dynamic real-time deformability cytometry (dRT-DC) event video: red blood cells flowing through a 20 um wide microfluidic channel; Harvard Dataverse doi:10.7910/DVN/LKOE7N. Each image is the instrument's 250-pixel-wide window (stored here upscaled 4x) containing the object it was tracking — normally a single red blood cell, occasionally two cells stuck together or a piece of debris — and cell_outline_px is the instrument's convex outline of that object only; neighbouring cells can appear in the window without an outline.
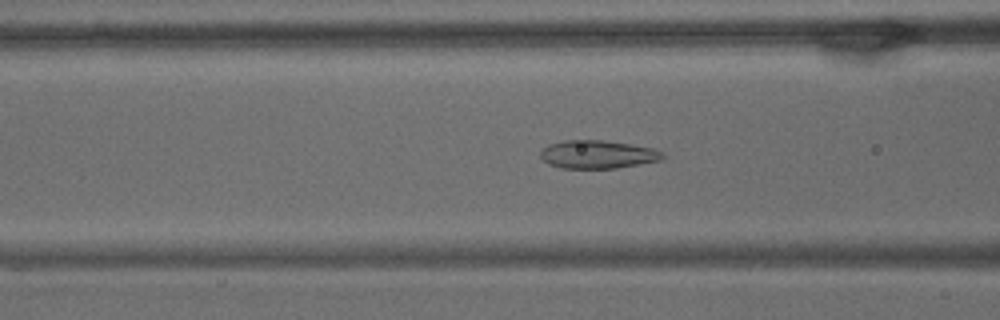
{"species": "common noctule bat (a hibernating species)", "species_latin": "Nyctalus noctula", "temperature_condition": "warm", "stored_images_in_passage": 59, "camera_frame_rate_fps": 3000, "um_per_image_px": 0.085, "animal": {"sex": "male", "body_mass_g": 15.6}, "frame": {"image": 1, "passage_image": 22, "time_ms": 7.0, "image_size_px": [1000, 320], "cell_outline_px": [[664, 156], [660, 160], [616, 168], [560, 168], [548, 164], [540, 156], [540, 152], [548, 144], [564, 140], [600, 140], [628, 144], [652, 148], [664, 152]], "centroid_in_image_um": [50.76, 13.12], "position_along_channel_um": 115.8, "area_um2": 19.88}}
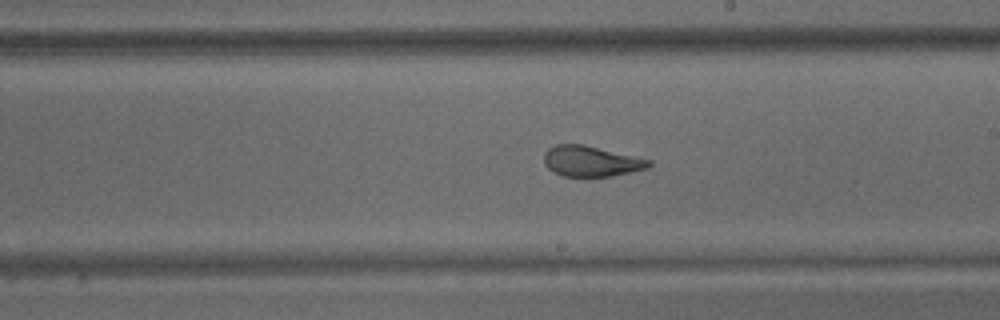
{"frame": {"image": 2, "passage_image": 33, "time_ms": 10.667, "image_size_px": [1000, 320], "cell_outline_px": [[652, 164], [648, 168], [612, 176], [564, 176], [548, 168], [544, 164], [544, 152], [548, 148], [556, 144], [584, 144], [652, 160]], "centroid_in_image_um": [50.25, 13.69], "position_along_channel_um": 238.8, "area_um2": 18.67}}
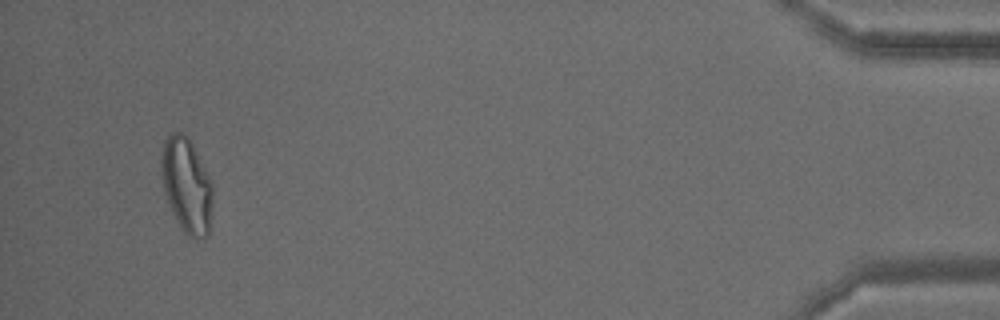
{"frame": {"image": 3, "passage_image": 56, "time_ms": 18.333, "image_size_px": [1000, 320], "cell_outline_px": [[212, 216], [208, 236], [196, 240], [188, 236], [180, 228], [172, 212], [164, 192], [160, 172], [160, 160], [164, 140], [172, 132], [180, 132], [188, 136], [192, 140], [212, 180]], "centroid_in_image_um": [15.88, 15.75], "position_along_channel_um": 419.3, "area_um2": 29.3}, "authors_computed_cell_mechanics": {"area_um2": 23.409, "velocity_mm_per_s": 3.3546, "shape_relaxation_time_tau1_ms": null, "shape_relaxation_time_tau2_ms": 1.1202, "deformation_change_tau1": null, "deformation_change_tau2": 0.0645}}